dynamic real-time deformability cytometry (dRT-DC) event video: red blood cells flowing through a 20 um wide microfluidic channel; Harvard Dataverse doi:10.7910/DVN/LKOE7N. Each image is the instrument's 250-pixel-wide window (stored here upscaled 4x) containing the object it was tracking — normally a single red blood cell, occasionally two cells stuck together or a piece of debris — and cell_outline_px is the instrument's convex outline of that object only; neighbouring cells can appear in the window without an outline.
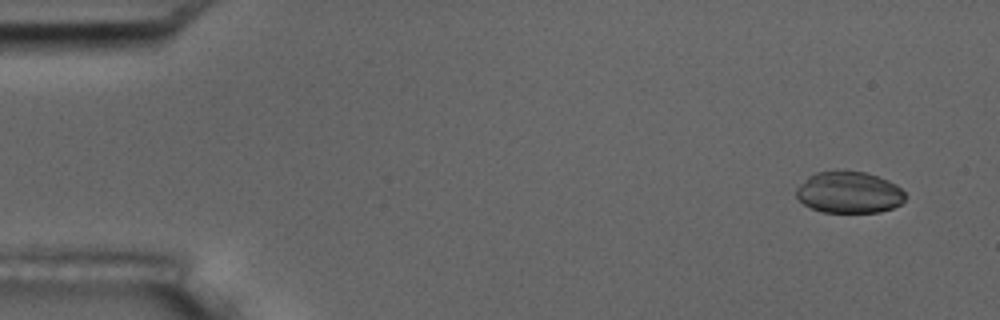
{"species": "common noctule bat (a hibernating species)", "species_latin": "Nyctalus noctula", "temperature_condition": "room temperature", "stored_images_in_passage": 4, "camera_frame_rate_fps": 3000, "um_per_image_px": 0.085, "animal": {"sex": "male", "body_mass_g": 17.5, "forearm_length_mm": 52.3}, "frame": {"image": 1, "passage_image": 1, "time_ms": 0.0, "image_size_px": [1000, 320], "cell_outline_px": [[908, 196], [900, 204], [892, 208], [880, 212], [824, 212], [812, 208], [804, 204], [796, 196], [796, 188], [808, 176], [816, 172], [864, 172], [888, 180], [896, 184]], "centroid_in_image_um": [72.18, 16.37], "position_along_channel_um": 12.8, "area_um2": 26.13}}
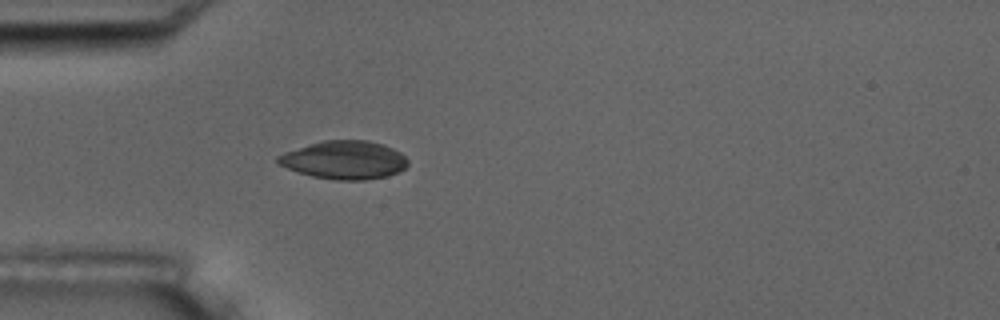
{"frame": {"image": 2, "passage_image": 4, "time_ms": 4.333, "image_size_px": [1000, 320], "cell_outline_px": [[408, 164], [400, 172], [388, 176], [364, 180], [336, 180], [312, 176], [288, 168], [280, 164], [276, 160], [276, 156], [284, 152], [324, 140], [368, 140], [384, 144], [400, 152], [408, 160]], "centroid_in_image_um": [29.3, 13.6], "position_along_channel_um": 55.7, "area_um2": 28.9}}